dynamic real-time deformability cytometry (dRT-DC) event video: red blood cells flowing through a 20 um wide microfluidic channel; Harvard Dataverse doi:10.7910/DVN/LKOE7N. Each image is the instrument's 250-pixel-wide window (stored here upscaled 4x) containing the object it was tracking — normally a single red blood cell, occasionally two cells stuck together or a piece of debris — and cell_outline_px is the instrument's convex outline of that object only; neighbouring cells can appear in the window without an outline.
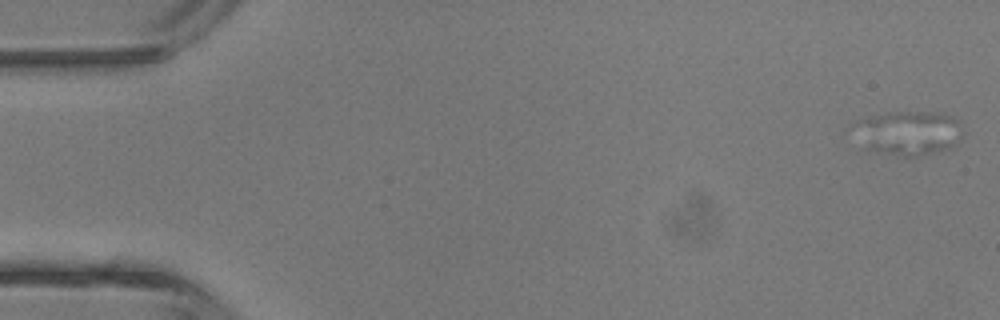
{"species": "common noctule bat (a hibernating species)", "species_latin": "Nyctalus noctula", "temperature_condition": "room temperature", "stored_images_in_passage": 5, "segment_of_instrument_passage": [1, 2], "camera_frame_rate_fps": 3000, "um_per_image_px": 0.085, "animal": {"sex": "male", "body_mass_g": 13.3}, "frame": {"image": 1, "passage_image": 1, "time_ms": 0.0, "image_size_px": [1000, 320], "cell_outline_px": [[964, 132], [948, 148], [916, 156], [904, 156], [868, 148], [844, 132], [852, 124], [860, 120], [888, 112], [916, 112], [948, 116], [960, 120]], "centroid_in_image_um": [77.07, 11.28], "position_along_channel_um": 7.9, "area_um2": 27.86}}